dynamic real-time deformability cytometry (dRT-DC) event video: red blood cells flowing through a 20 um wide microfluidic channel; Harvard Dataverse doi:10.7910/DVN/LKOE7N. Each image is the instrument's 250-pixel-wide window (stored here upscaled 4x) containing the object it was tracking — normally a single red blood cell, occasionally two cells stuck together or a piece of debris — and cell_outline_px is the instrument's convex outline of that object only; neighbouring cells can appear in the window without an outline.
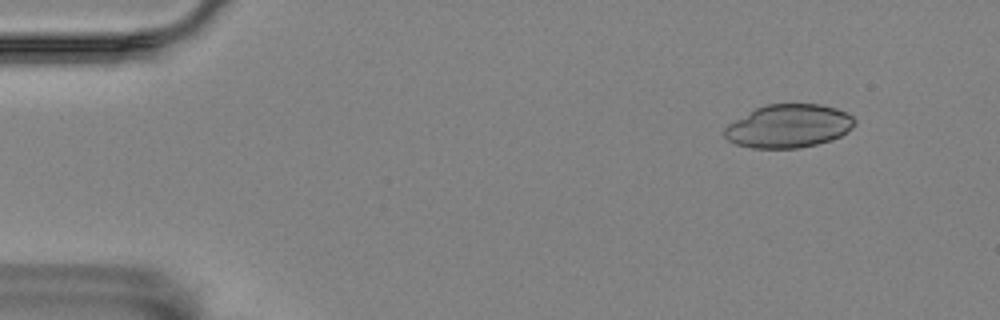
{"species": "Egyptian fruit bat (a non-hibernating species)", "species_latin": "Rousettus aegyptiacus", "temperature_condition": "room temperature", "stored_images_in_passage": 43, "camera_frame_rate_fps": 3000, "um_per_image_px": 0.085, "animal": {"sex": "female"}, "frame": {"image": 1, "passage_image": 2, "time_ms": 0.333, "image_size_px": [1000, 320], "cell_outline_px": [[856, 124], [848, 132], [832, 140], [800, 148], [752, 148], [736, 144], [728, 140], [724, 136], [724, 128], [728, 124], [756, 108], [768, 104], [820, 104], [836, 108], [848, 112], [856, 120]], "centroid_in_image_um": [67.07, 10.72], "position_along_channel_um": 17.9, "area_um2": 32.95}}